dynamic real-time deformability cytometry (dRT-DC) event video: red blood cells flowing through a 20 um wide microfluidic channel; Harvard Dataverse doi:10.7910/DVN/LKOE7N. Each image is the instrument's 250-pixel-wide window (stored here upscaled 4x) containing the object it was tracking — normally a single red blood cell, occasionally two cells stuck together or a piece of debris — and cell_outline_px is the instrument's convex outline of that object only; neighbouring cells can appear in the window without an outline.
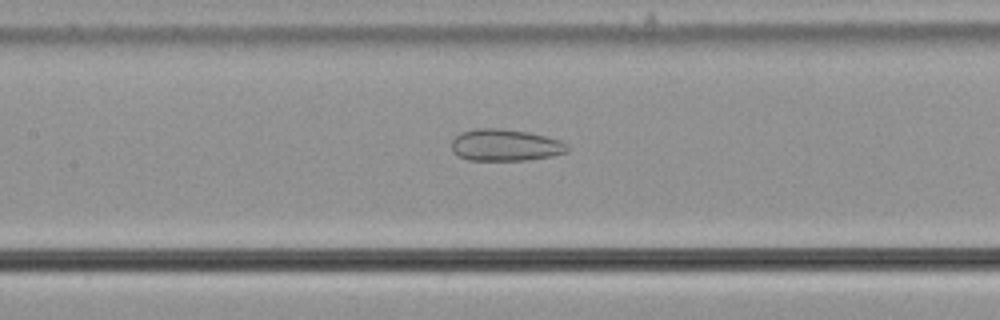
{"species": "common noctule bat (a hibernating species)", "species_latin": "Nyctalus noctula", "temperature_condition": "cold", "stored_images_in_passage": 56, "camera_frame_rate_fps": 3000, "um_per_image_px": 0.085, "animal": {"sex": "male", "body_mass_g": 21.5, "forearm_length_mm": 52.0}, "frame": {"image": 1, "passage_image": 26, "time_ms": 8.333, "image_size_px": [1000, 320], "cell_outline_px": [[568, 152], [552, 156], [524, 160], [468, 160], [452, 152], [452, 140], [460, 132], [476, 128], [500, 128], [528, 132], [560, 140], [568, 144]], "centroid_in_image_um": [42.94, 12.33], "position_along_channel_um": 164.5, "area_um2": 21.5}}
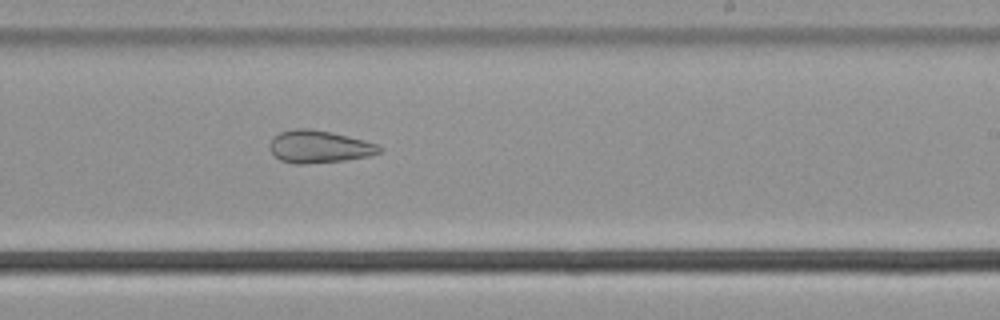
{"frame": {"image": 2, "passage_image": 34, "time_ms": 11.0, "image_size_px": [1000, 320], "cell_outline_px": [[384, 148], [380, 152], [368, 156], [344, 160], [304, 164], [296, 164], [280, 160], [272, 152], [268, 144], [280, 132], [296, 128], [312, 128], [332, 132], [348, 136], [376, 144]], "centroid_in_image_um": [27.12, 12.46], "position_along_channel_um": 261.9, "area_um2": 20.58}}
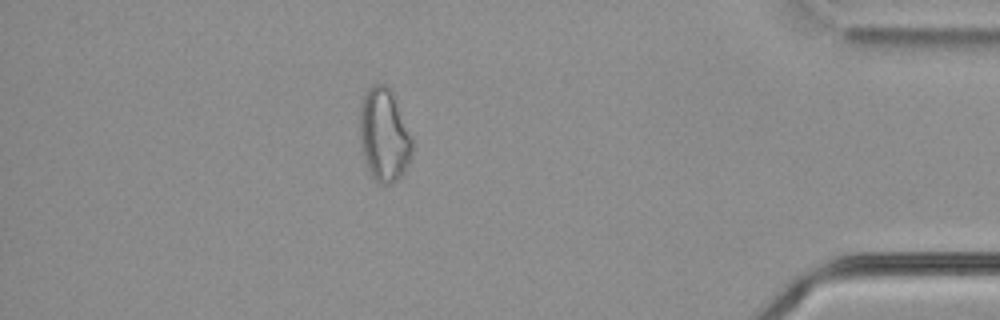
{"frame": {"image": 3, "passage_image": 49, "time_ms": 16.0, "image_size_px": [1000, 320], "cell_outline_px": [[412, 156], [404, 172], [396, 180], [388, 184], [376, 184], [372, 176], [364, 156], [360, 136], [360, 108], [364, 92], [372, 84], [384, 84], [392, 92], [412, 136]], "centroid_in_image_um": [32.66, 11.47], "position_along_channel_um": 402.5, "area_um2": 28.32}, "authors_computed_cell_mechanics": {"area_um2": 27.6573, "velocity_mm_per_s": 3.6655, "shape_relaxation_time_tau1_ms": null, "shape_relaxation_time_tau2_ms": 4.13, "deformation_change_tau1": null, "deformation_change_tau2": 0.1289}}